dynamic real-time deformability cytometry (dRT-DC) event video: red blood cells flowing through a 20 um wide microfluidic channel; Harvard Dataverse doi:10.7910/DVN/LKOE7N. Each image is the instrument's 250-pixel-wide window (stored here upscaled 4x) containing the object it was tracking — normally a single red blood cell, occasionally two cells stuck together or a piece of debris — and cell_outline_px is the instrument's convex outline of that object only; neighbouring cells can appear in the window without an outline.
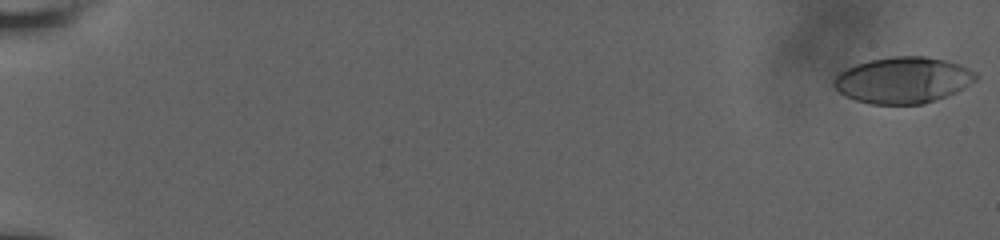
{"species": "human", "species_latin": "Homo sapiens", "temperature_condition": "room temperature", "stored_images_in_passage": 42, "camera_frame_rate_fps": 3000, "um_per_image_px": 0.085, "donor": {"sex": "male"}, "frame": {"image": 1, "passage_image": 1, "time_ms": 0.0, "image_size_px": [1000, 240], "cell_outline_px": [[980, 76], [976, 80], [964, 88], [956, 92], [936, 100], [924, 104], [872, 104], [856, 100], [844, 96], [832, 84], [836, 76], [840, 72], [856, 64], [868, 60], [892, 56], [924, 56], [944, 60], [960, 64], [976, 72]], "centroid_in_image_um": [76.78, 6.81], "position_along_channel_um": 8.2, "area_um2": 38.38}}
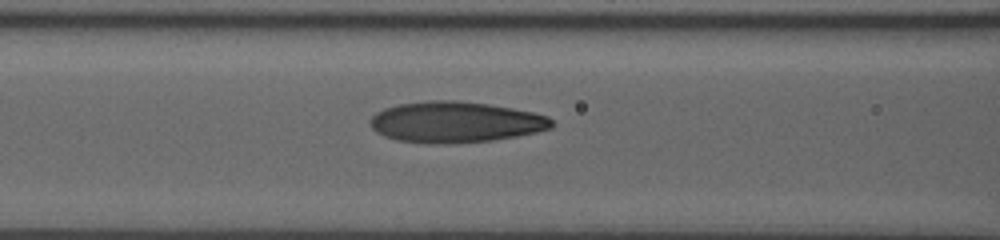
{"frame": {"image": 2, "passage_image": 38, "time_ms": 9.0, "image_size_px": [1000, 240], "cell_outline_px": [[556, 124], [552, 128], [536, 132], [516, 136], [492, 140], [396, 140], [384, 136], [376, 132], [372, 128], [368, 120], [376, 112], [384, 108], [400, 104], [432, 100], [456, 100], [488, 104], [512, 108], [532, 112], [548, 116]], "centroid_in_image_um": [38.75, 10.32], "position_along_channel_um": 127.9, "area_um2": 41.91}}
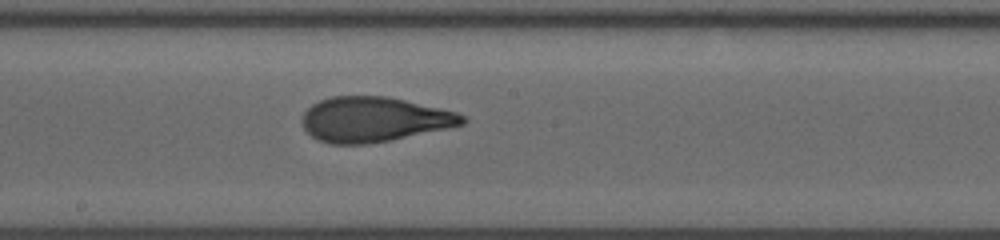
{"frame": {"image": 3, "passage_image": 42, "time_ms": 11.333, "image_size_px": [1000, 240], "cell_outline_px": [[468, 120], [464, 124], [448, 128], [368, 144], [328, 144], [312, 136], [304, 128], [300, 120], [304, 112], [312, 104], [320, 100], [332, 96], [388, 96], [440, 108], [456, 112], [464, 116]], "centroid_in_image_um": [31.76, 10.14], "position_along_channel_um": 216.4, "area_um2": 41.85}}